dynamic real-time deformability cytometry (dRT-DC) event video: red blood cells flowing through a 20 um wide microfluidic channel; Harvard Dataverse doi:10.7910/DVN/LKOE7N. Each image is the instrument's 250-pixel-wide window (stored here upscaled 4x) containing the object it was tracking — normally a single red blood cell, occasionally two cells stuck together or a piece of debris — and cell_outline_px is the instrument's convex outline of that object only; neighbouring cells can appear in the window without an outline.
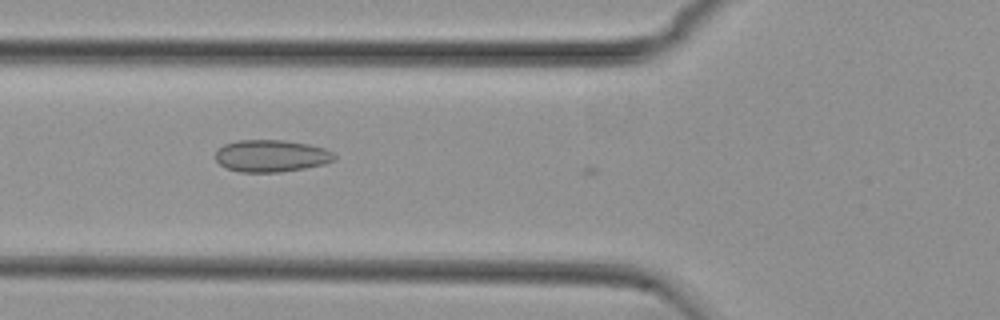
{"species": "common noctule bat (a hibernating species)", "species_latin": "Nyctalus noctula", "temperature_condition": "cold", "stored_images_in_passage": 3, "camera_frame_rate_fps": 3000, "um_per_image_px": 0.085, "animal": {"sex": "female", "body_mass_g": 29.2, "forearm_length_mm": 56.3}, "frame": {"image": 1, "passage_image": 2, "time_ms": 0.333, "image_size_px": [1000, 320], "cell_outline_px": [[336, 160], [324, 164], [304, 168], [280, 172], [240, 172], [228, 168], [220, 164], [216, 160], [216, 152], [224, 144], [240, 140], [284, 140], [308, 144], [324, 148], [332, 152], [336, 156]], "centroid_in_image_um": [23.08, 13.25], "position_along_channel_um": 102.7, "area_um2": 22.14}}